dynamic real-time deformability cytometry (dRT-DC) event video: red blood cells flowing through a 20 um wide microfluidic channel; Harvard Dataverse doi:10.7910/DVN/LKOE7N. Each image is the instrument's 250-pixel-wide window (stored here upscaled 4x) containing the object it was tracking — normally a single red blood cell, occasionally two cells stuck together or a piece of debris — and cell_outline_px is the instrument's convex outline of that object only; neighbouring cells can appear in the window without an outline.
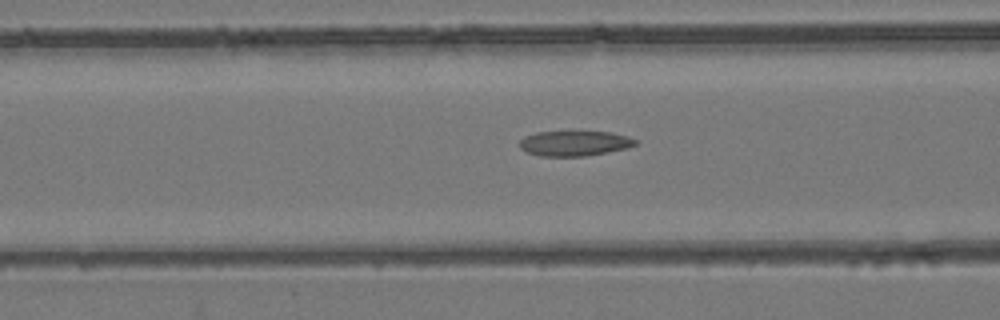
{"species": "common noctule bat (a hibernating species)", "species_latin": "Nyctalus noctula", "temperature_condition": "room temperature", "stored_images_in_passage": 54, "camera_frame_rate_fps": 3000, "um_per_image_px": 0.085, "animal": {"sex": "female", "body_mass_g": 24.6, "forearm_length_mm": 56.2}, "frame": {"image": 1, "passage_image": 22, "time_ms": 7.0, "image_size_px": [1000, 320], "cell_outline_px": [[636, 144], [628, 148], [608, 152], [584, 156], [540, 156], [528, 152], [520, 148], [520, 140], [524, 136], [536, 132], [612, 132], [628, 136], [636, 140]], "centroid_in_image_um": [48.84, 12.18], "position_along_channel_um": 117.8, "area_um2": 16.88}}
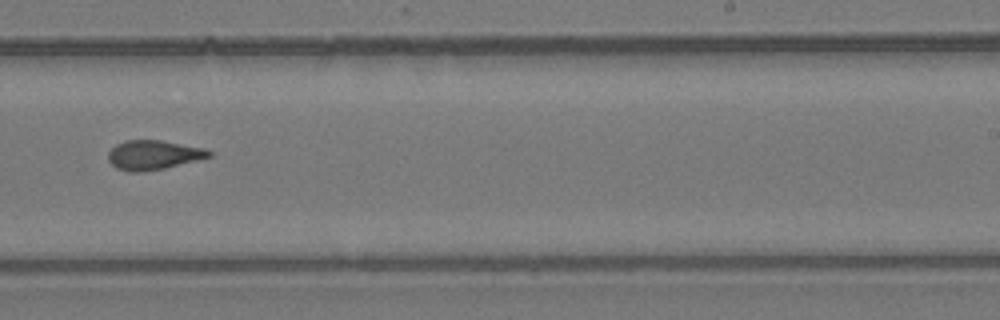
{"frame": {"image": 2, "passage_image": 34, "time_ms": 11.0, "image_size_px": [1000, 320], "cell_outline_px": [[212, 156], [164, 168], [144, 172], [128, 172], [116, 168], [108, 160], [108, 152], [116, 144], [124, 140], [160, 140], [204, 148], [212, 152]], "centroid_in_image_um": [13.0, 13.17], "position_along_channel_um": 276.0, "area_um2": 17.22}}
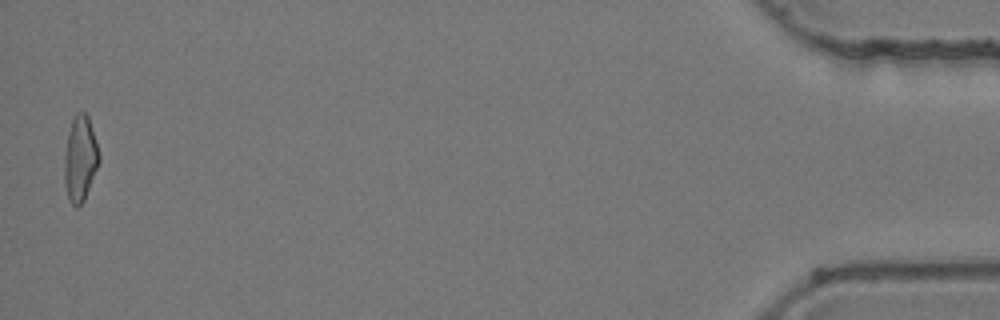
{"frame": {"image": 3, "passage_image": 53, "time_ms": 17.333, "image_size_px": [1000, 320], "cell_outline_px": [[100, 160], [84, 200], [76, 208], [68, 200], [64, 184], [64, 156], [68, 132], [72, 120], [76, 112], [84, 112], [88, 116], [92, 128], [100, 156]], "centroid_in_image_um": [6.8, 13.5], "position_along_channel_um": 428.4, "area_um2": 17.28}, "authors_computed_cell_mechanics": {"area_um2": 17.4556, "velocity_mm_per_s": 3.9596, "shape_relaxation_time_tau1_ms": null, "shape_relaxation_time_tau2_ms": 3.0548, "deformation_change_tau1": null, "deformation_change_tau2": 0.1203}}